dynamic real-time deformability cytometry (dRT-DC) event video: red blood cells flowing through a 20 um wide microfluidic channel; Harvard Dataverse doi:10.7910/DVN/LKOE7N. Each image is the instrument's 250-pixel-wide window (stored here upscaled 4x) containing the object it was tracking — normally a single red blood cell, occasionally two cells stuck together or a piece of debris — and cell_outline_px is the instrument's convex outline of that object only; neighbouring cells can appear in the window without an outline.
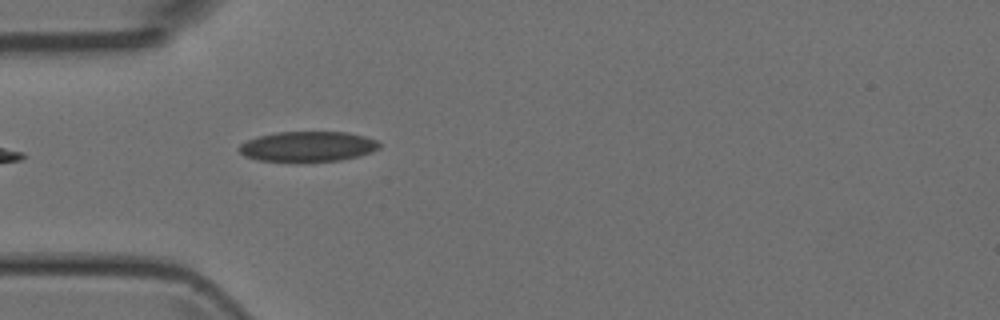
{"species": "Egyptian fruit bat (a non-hibernating species)", "species_latin": "Rousettus aegyptiacus", "temperature_condition": "room temperature", "stored_images_in_passage": 4, "camera_frame_rate_fps": 3000, "um_per_image_px": 0.085, "animal": {"sex": "female"}, "frame": {"image": 1, "passage_image": 4, "time_ms": 4.333, "image_size_px": [1000, 320], "cell_outline_px": [[380, 148], [360, 156], [340, 160], [300, 164], [256, 160], [244, 156], [240, 152], [240, 144], [256, 136], [276, 132], [344, 132], [364, 136], [376, 140], [380, 144]], "centroid_in_image_um": [26.12, 12.49], "position_along_channel_um": 58.9, "area_um2": 25.43}}